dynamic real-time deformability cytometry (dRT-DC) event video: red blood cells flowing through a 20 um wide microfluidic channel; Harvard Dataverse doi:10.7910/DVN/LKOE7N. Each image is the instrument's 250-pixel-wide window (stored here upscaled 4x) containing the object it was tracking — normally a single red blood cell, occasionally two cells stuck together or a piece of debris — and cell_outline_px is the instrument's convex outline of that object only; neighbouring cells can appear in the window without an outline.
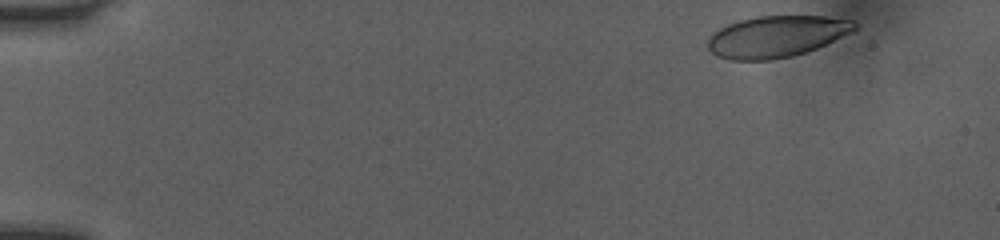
{"species": "human", "species_latin": "Homo sapiens", "temperature_condition": "room temperature", "stored_images_in_passage": 7, "camera_frame_rate_fps": 3000, "um_per_image_px": 0.085, "donor": {"sex": "female"}, "frame": {"image": 1, "passage_image": 1, "time_ms": 0.0, "image_size_px": [1000, 240], "cell_outline_px": [[860, 28], [852, 32], [816, 48], [792, 56], [772, 60], [732, 60], [716, 56], [708, 48], [708, 40], [720, 28], [728, 24], [740, 20], [756, 16], [824, 16], [852, 20]], "centroid_in_image_um": [66.02, 3.1], "position_along_channel_um": 19.0, "area_um2": 35.26}}
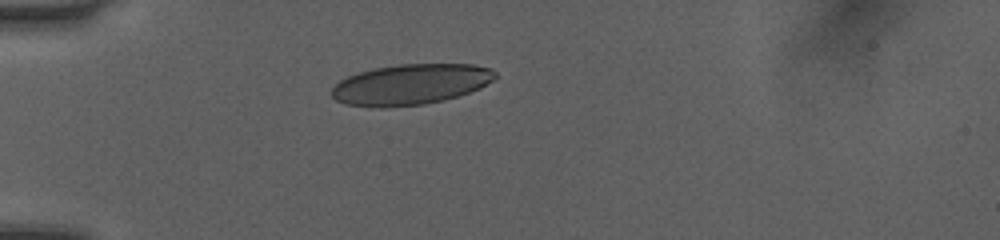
{"frame": {"image": 2, "passage_image": 5, "time_ms": 1.333, "image_size_px": [1000, 240], "cell_outline_px": [[496, 76], [492, 80], [480, 88], [444, 100], [424, 104], [380, 108], [344, 104], [336, 100], [332, 96], [332, 88], [340, 80], [348, 76], [360, 72], [376, 68], [400, 64], [472, 64], [492, 68], [496, 72]], "centroid_in_image_um": [34.9, 7.17], "position_along_channel_um": 50.1, "area_um2": 38.55}}
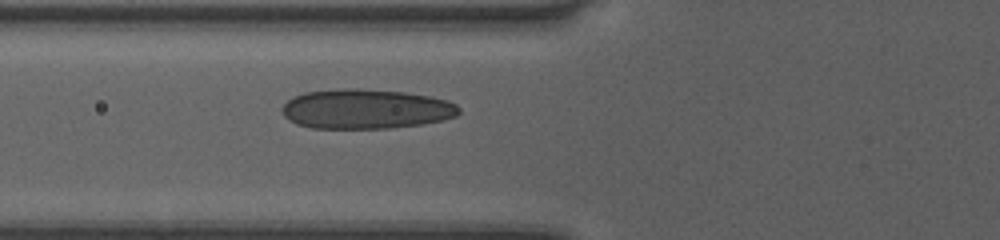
{"frame": {"image": 3, "passage_image": 7, "time_ms": 2.0, "image_size_px": [1000, 240], "cell_outline_px": [[460, 112], [456, 116], [444, 120], [424, 124], [392, 128], [312, 128], [296, 124], [288, 120], [280, 112], [280, 108], [292, 96], [304, 92], [336, 88], [360, 88], [404, 92], [432, 96], [448, 100], [456, 104], [460, 108]], "centroid_in_image_um": [31.08, 9.26], "position_along_channel_um": 94.7, "area_um2": 41.62}}